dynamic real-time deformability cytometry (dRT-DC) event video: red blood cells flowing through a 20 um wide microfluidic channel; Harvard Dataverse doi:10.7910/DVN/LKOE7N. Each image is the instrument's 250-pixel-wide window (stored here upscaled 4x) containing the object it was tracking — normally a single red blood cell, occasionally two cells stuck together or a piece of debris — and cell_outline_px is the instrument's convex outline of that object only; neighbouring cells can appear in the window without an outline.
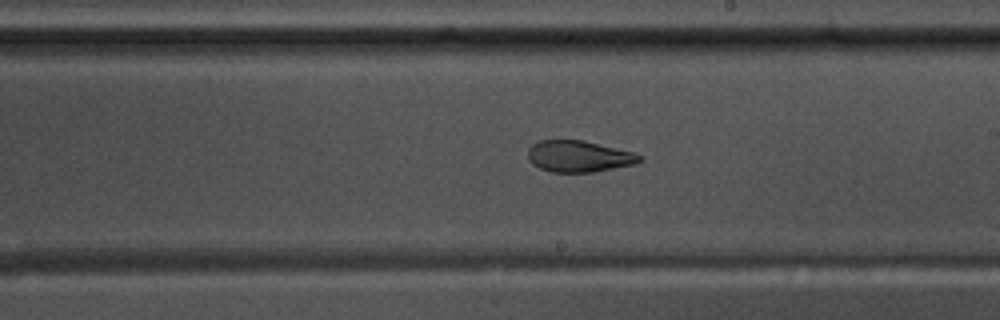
{"species": "common noctule bat (a hibernating species)", "species_latin": "Nyctalus noctula", "temperature_condition": "warm", "stored_images_in_passage": 56, "camera_frame_rate_fps": 3000, "um_per_image_px": 0.085, "animal": {"sex": "male", "body_mass_g": 17.5, "forearm_length_mm": 52.3}, "frame": {"image": 1, "passage_image": 33, "time_ms": 10.667, "image_size_px": [1000, 320], "cell_outline_px": [[644, 160], [636, 164], [592, 172], [552, 172], [540, 168], [532, 164], [528, 156], [528, 148], [532, 144], [540, 140], [584, 140], [632, 152], [644, 156]], "centroid_in_image_um": [49.22, 13.29], "position_along_channel_um": 239.8, "area_um2": 20.52}}
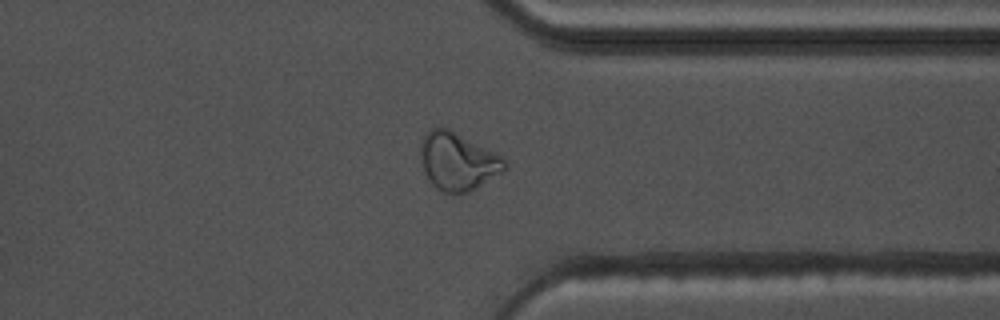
{"frame": {"image": 2, "passage_image": 44, "time_ms": 14.333, "image_size_px": [1000, 320], "cell_outline_px": [[508, 164], [500, 172], [476, 188], [468, 192], [456, 196], [452, 196], [436, 188], [432, 184], [424, 172], [420, 164], [420, 144], [424, 136], [432, 128], [448, 128], [496, 152]], "centroid_in_image_um": [38.86, 13.74], "position_along_channel_um": 372.5, "area_um2": 28.38}}
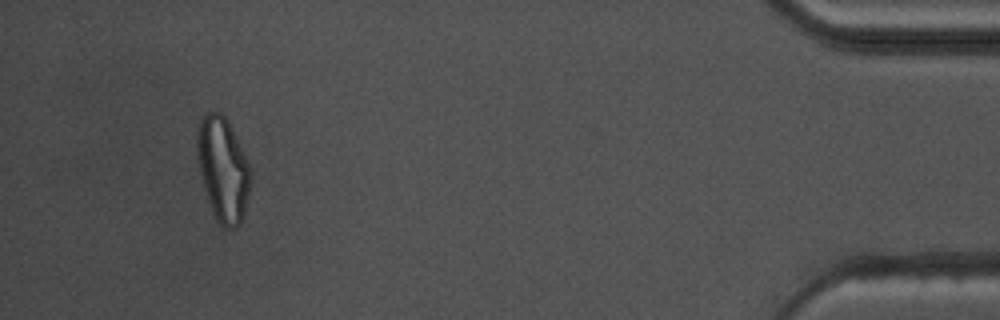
{"frame": {"image": 3, "passage_image": 53, "time_ms": 17.333, "image_size_px": [1000, 320], "cell_outline_px": [[252, 176], [244, 216], [240, 224], [236, 228], [224, 228], [216, 220], [212, 212], [204, 188], [200, 172], [196, 148], [196, 132], [200, 116], [208, 112], [220, 112], [228, 120], [240, 144], [252, 172]], "centroid_in_image_um": [18.95, 14.38], "position_along_channel_um": 416.3, "area_um2": 32.83}, "authors_computed_cell_mechanics": {"area_um2": 23.9292, "velocity_mm_per_s": 3.6724, "shape_relaxation_time_tau1_ms": null, "shape_relaxation_time_tau2_ms": 1.9866, "deformation_change_tau1": null, "deformation_change_tau2": 0.0726}}